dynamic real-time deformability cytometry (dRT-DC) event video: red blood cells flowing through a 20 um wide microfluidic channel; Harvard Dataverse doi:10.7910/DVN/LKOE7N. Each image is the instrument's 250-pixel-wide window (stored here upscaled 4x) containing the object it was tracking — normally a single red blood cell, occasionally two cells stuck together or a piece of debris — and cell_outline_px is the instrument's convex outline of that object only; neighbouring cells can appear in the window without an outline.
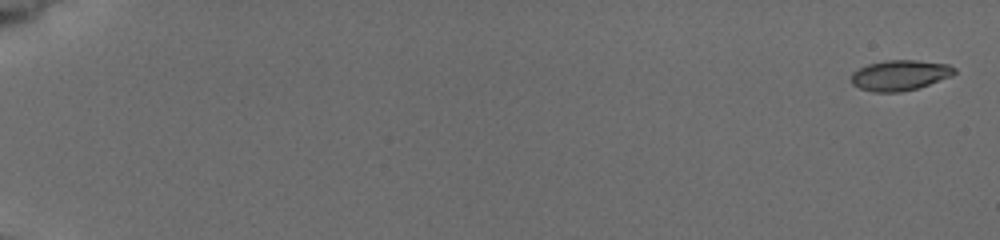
{"species": "common noctule bat (a hibernating species)", "species_latin": "Nyctalus noctula", "temperature_condition": "cold", "stored_images_in_passage": 9, "camera_frame_rate_fps": 3000, "um_per_image_px": 0.085, "animal": {"sex": "female", "body_mass_g": 19.5, "forearm_length_mm": 54.1}, "frame": {"image": 1, "passage_image": 1, "time_ms": 0.0, "image_size_px": [1000, 240], "cell_outline_px": [[956, 72], [952, 76], [916, 88], [900, 92], [872, 92], [860, 88], [852, 84], [852, 72], [868, 64], [884, 60], [916, 60], [948, 64], [956, 68]], "centroid_in_image_um": [76.49, 6.39], "position_along_channel_um": 8.5, "area_um2": 18.21}}
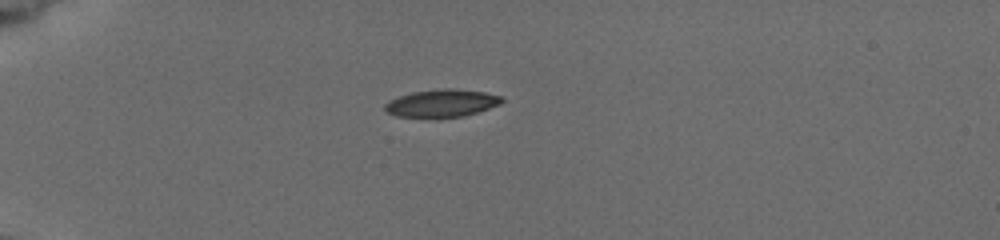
{"frame": {"image": 2, "passage_image": 7, "time_ms": 5.333, "image_size_px": [1000, 240], "cell_outline_px": [[504, 100], [500, 104], [464, 116], [396, 116], [388, 112], [384, 108], [384, 104], [388, 100], [412, 92], [444, 88], [452, 88], [484, 92], [504, 96]], "centroid_in_image_um": [37.57, 8.74], "position_along_channel_um": 47.4, "area_um2": 18.44}}
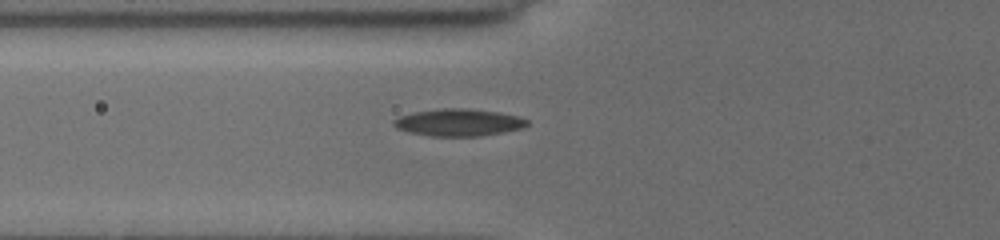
{"frame": {"image": 3, "passage_image": 9, "time_ms": 7.333, "image_size_px": [1000, 240], "cell_outline_px": [[528, 124], [524, 128], [480, 136], [432, 136], [408, 132], [396, 128], [392, 124], [392, 120], [400, 116], [416, 112], [444, 108], [468, 108], [496, 112], [520, 116], [528, 120]], "centroid_in_image_um": [38.99, 10.41], "position_along_channel_um": 86.8, "area_um2": 21.1}}